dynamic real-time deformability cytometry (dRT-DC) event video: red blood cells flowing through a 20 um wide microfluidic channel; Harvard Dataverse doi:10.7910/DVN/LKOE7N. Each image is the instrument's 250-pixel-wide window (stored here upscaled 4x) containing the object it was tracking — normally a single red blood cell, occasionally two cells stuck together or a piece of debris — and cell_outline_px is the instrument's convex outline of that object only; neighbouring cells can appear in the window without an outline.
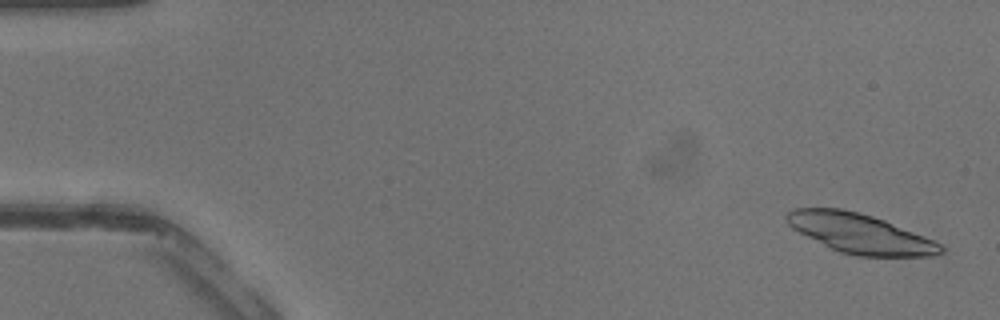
{"species": "common noctule bat (a hibernating species)", "species_latin": "Nyctalus noctula", "temperature_condition": "warm", "stored_images_in_passage": 41, "segment_of_instrument_passage": [1, 2], "camera_frame_rate_fps": 3000, "um_per_image_px": 0.085, "animal": {"sex": "male", "body_mass_g": 13.3}, "frame": {"image": 1, "passage_image": 2, "time_ms": 0.333, "image_size_px": [1000, 320], "cell_outline_px": [[944, 252], [936, 256], [856, 256], [840, 252], [792, 228], [784, 220], [784, 216], [792, 208], [840, 208], [860, 212], [884, 220], [932, 240], [940, 244], [944, 248]], "centroid_in_image_um": [73.08, 19.84], "position_along_channel_um": 11.9, "area_um2": 35.14}}
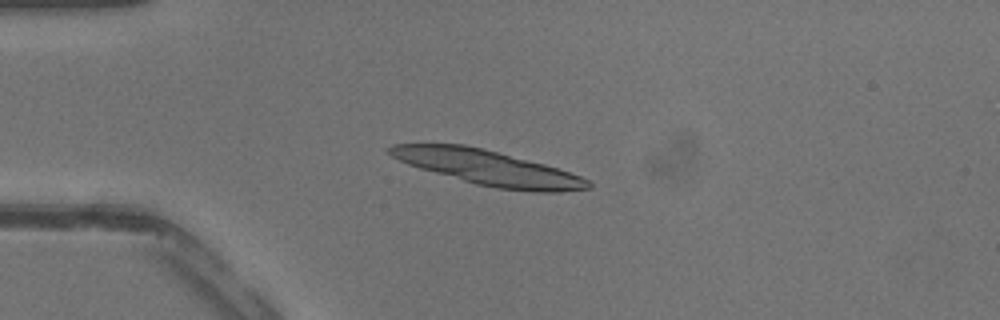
{"frame": {"image": 2, "passage_image": 11, "time_ms": 3.333, "image_size_px": [1000, 320], "cell_outline_px": [[592, 188], [560, 192], [532, 192], [496, 188], [476, 184], [420, 168], [408, 164], [392, 156], [384, 148], [392, 144], [464, 144], [544, 164], [580, 176], [588, 180], [592, 184]], "centroid_in_image_um": [41.47, 14.26], "position_along_channel_um": 43.5, "area_um2": 39.82}}